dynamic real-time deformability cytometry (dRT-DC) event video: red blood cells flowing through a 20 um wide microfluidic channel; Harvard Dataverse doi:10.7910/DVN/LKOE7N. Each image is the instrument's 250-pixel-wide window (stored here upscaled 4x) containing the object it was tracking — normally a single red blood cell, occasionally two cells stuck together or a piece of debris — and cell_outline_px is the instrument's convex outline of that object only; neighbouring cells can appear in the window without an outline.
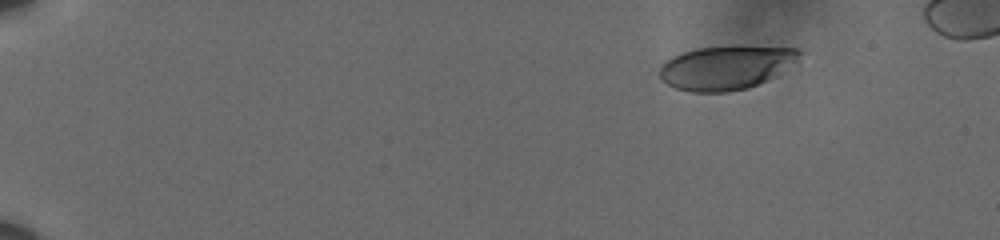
{"species": "human", "species_latin": "Homo sapiens", "temperature_condition": "cold", "stored_images_in_passage": 52, "camera_frame_rate_fps": 3000, "um_per_image_px": 0.085, "donor": {"sex": "male"}, "frame": {"image": 1, "passage_image": 1, "time_ms": 0.0, "image_size_px": [1000, 240], "cell_outline_px": [[800, 52], [796, 60], [776, 76], [768, 80], [748, 88], [728, 92], [692, 92], [676, 88], [660, 80], [660, 64], [672, 56], [696, 48], [796, 48]], "centroid_in_image_um": [61.63, 5.79], "position_along_channel_um": 23.4, "area_um2": 34.8}}
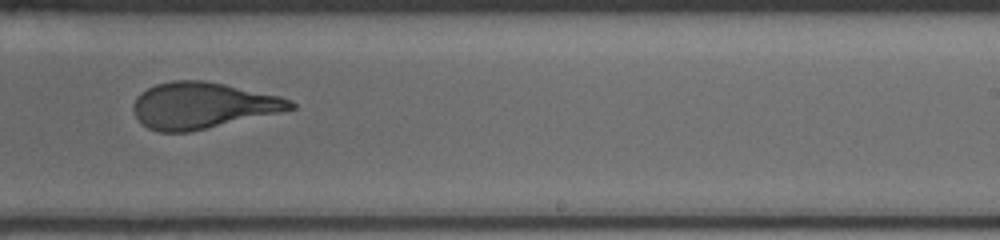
{"frame": {"image": 2, "passage_image": 33, "time_ms": 10.667, "image_size_px": [1000, 240], "cell_outline_px": [[296, 108], [280, 112], [188, 132], [160, 132], [148, 128], [136, 116], [132, 108], [132, 104], [136, 96], [140, 92], [156, 84], [172, 80], [204, 80], [224, 84], [280, 96], [292, 100], [296, 104]], "centroid_in_image_um": [17.2, 8.95], "position_along_channel_um": 271.8, "area_um2": 42.14}}
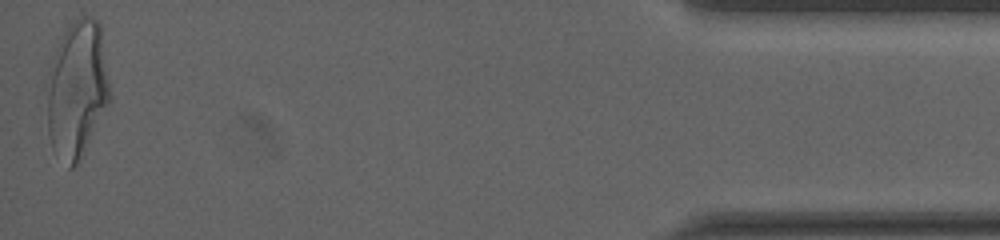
{"frame": {"image": 3, "passage_image": 52, "time_ms": 17.0, "image_size_px": [1000, 240], "cell_outline_px": [[112, 100], [76, 164], [72, 168], [68, 168], [52, 148], [48, 132], [44, 84], [56, 48], [68, 24], [80, 12], [92, 16], [100, 24], [112, 96]], "centroid_in_image_um": [6.54, 7.53], "position_along_channel_um": 428.7, "area_um2": 51.44}, "authors_computed_cell_mechanics": {"area_um2": 42.1651, "velocity_mm_per_s": 3.6077, "shape_relaxation_time_tau1_ms": 4.5525, "shape_relaxation_time_tau2_ms": 0.8629, "deformation_change_tau1": 0.2029, "deformation_change_tau2": 0.0909}}